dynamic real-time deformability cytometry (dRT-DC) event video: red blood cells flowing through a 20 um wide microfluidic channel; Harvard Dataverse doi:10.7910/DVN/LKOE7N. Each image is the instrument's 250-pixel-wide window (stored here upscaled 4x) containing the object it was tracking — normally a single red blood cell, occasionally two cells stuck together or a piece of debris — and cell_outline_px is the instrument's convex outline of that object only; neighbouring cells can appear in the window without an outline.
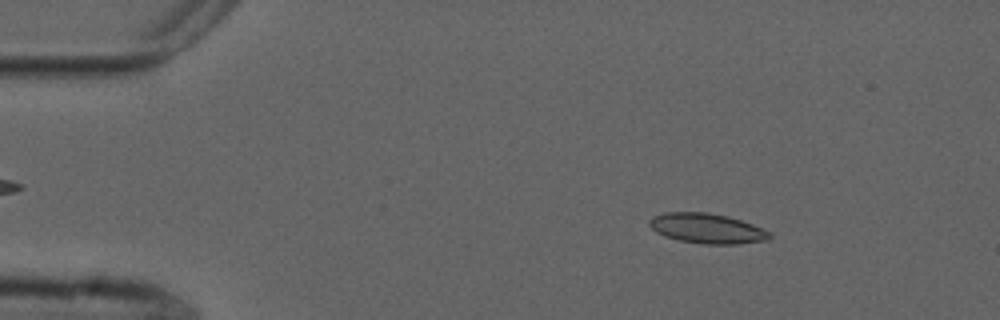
{"species": "common noctule bat (a hibernating species)", "species_latin": "Nyctalus noctula", "temperature_condition": "cold", "stored_images_in_passage": 53, "camera_frame_rate_fps": 3000, "um_per_image_px": 0.085, "animal": {"sex": "male", "forearm_length_mm": 52.5}, "frame": {"image": 1, "passage_image": 7, "time_ms": 2.0, "image_size_px": [1000, 320], "cell_outline_px": [[772, 236], [768, 240], [736, 244], [700, 244], [680, 240], [664, 236], [656, 232], [648, 224], [648, 220], [652, 216], [664, 212], [708, 212], [728, 216], [752, 224], [772, 232]], "centroid_in_image_um": [60.09, 19.41], "position_along_channel_um": 24.9, "area_um2": 21.21}}
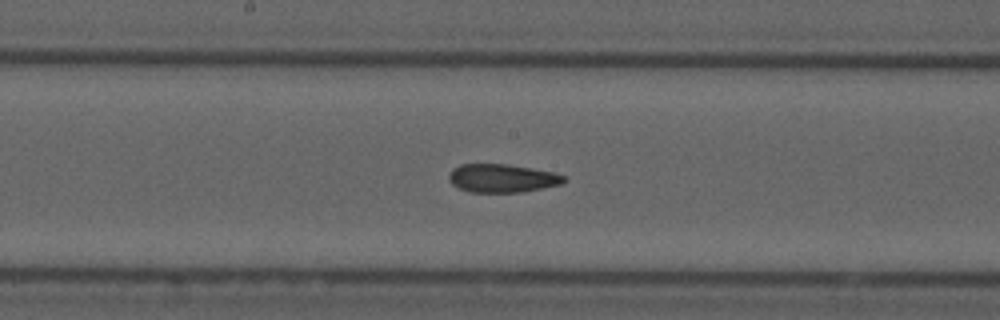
{"frame": {"image": 2, "passage_image": 27, "time_ms": 8.667, "image_size_px": [1000, 320], "cell_outline_px": [[568, 180], [560, 184], [520, 192], [468, 192], [452, 184], [448, 180], [448, 176], [452, 168], [460, 164], [508, 164], [532, 168], [552, 172], [564, 176]], "centroid_in_image_um": [42.64, 15.14], "position_along_channel_um": 205.6, "area_um2": 18.96}}
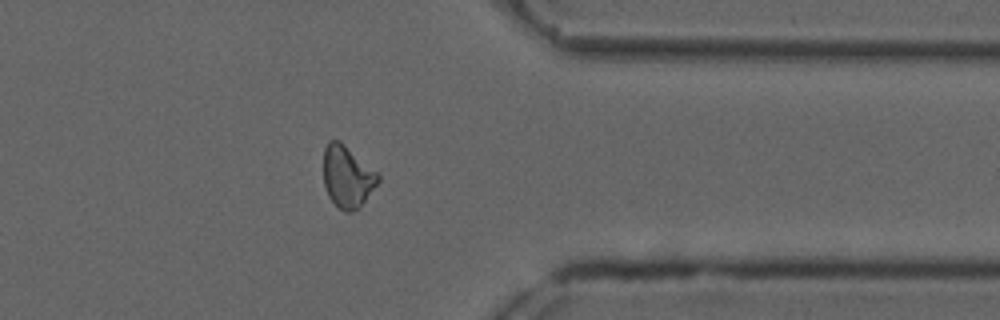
{"frame": {"image": 3, "passage_image": 42, "time_ms": 13.667, "image_size_px": [1000, 320], "cell_outline_px": [[380, 180], [364, 200], [352, 212], [344, 212], [328, 196], [324, 184], [324, 148], [328, 140], [340, 140], [380, 172]], "centroid_in_image_um": [29.54, 14.95], "position_along_channel_um": 381.9, "area_um2": 19.77}, "authors_computed_cell_mechanics": {"area_um2": 19.8832, "velocity_mm_per_s": 3.7416, "shape_relaxation_time_tau1_ms": null, "shape_relaxation_time_tau2_ms": 2.8787, "deformation_change_tau1": null, "deformation_change_tau2": 0.0945}}